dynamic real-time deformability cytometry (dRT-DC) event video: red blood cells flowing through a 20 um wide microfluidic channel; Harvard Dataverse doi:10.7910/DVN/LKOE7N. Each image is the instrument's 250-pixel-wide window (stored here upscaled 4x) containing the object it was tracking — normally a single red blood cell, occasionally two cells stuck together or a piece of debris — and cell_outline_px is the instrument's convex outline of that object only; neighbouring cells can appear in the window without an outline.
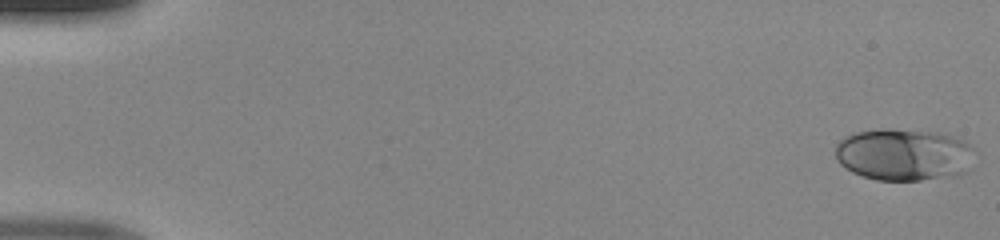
{"species": "human", "species_latin": "Homo sapiens", "temperature_condition": "room temperature", "stored_images_in_passage": 49, "camera_frame_rate_fps": 3000, "um_per_image_px": 0.085, "donor": {"sex": "male"}, "frame": {"image": 1, "passage_image": 1, "time_ms": 0.0, "image_size_px": [1000, 240], "cell_outline_px": [[972, 148], [964, 172], [956, 176], [920, 180], [876, 180], [852, 172], [840, 164], [836, 156], [836, 144], [840, 140], [852, 132], [888, 128], [928, 132], [948, 136], [960, 140], [968, 144]], "centroid_in_image_um": [76.72, 13.15], "position_along_channel_um": 8.3, "area_um2": 41.5}}
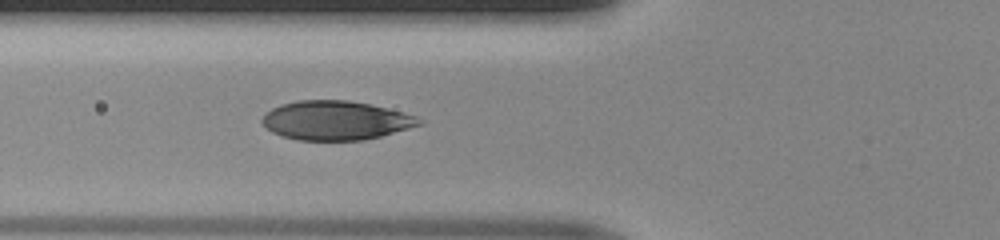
{"frame": {"image": 2, "passage_image": 19, "time_ms": 6.0, "image_size_px": [1000, 240], "cell_outline_px": [[424, 124], [380, 136], [364, 140], [296, 140], [272, 132], [260, 120], [264, 112], [280, 104], [296, 100], [348, 100], [372, 104], [416, 116], [424, 120]], "centroid_in_image_um": [28.53, 10.23], "position_along_channel_um": 97.3, "area_um2": 35.89}}
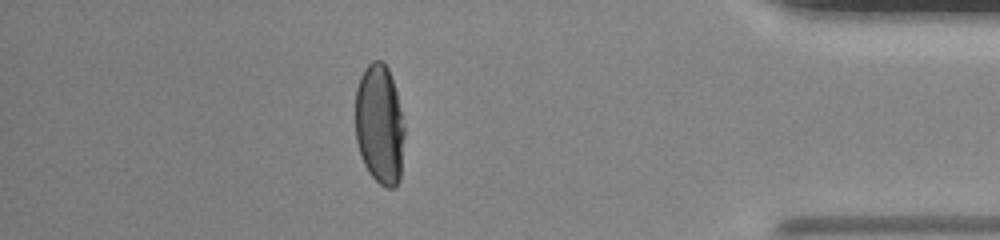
{"frame": {"image": 3, "passage_image": 43, "time_ms": 14.0, "image_size_px": [1000, 240], "cell_outline_px": [[404, 136], [400, 180], [396, 188], [388, 188], [380, 184], [368, 172], [364, 164], [356, 140], [356, 88], [360, 76], [364, 68], [372, 60], [380, 60], [388, 68], [396, 92], [404, 124]], "centroid_in_image_um": [32.26, 10.59], "position_along_channel_um": 402.9, "area_um2": 34.39}}